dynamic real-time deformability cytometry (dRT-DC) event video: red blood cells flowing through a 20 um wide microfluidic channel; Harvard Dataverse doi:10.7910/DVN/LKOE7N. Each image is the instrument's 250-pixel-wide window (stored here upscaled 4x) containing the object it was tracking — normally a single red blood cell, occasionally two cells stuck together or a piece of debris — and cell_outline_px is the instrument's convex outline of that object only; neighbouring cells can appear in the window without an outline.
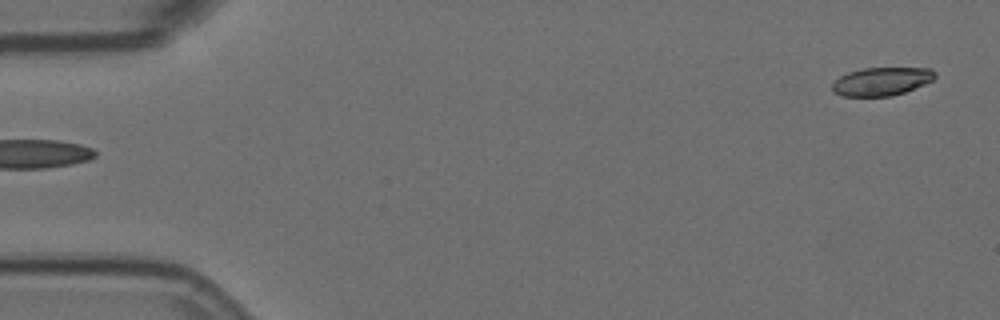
{"species": "Egyptian fruit bat (a non-hibernating species)", "species_latin": "Rousettus aegyptiacus", "temperature_condition": "room temperature", "stored_images_in_passage": 4, "segment_of_instrument_passage": [2, 2], "camera_frame_rate_fps": 3000, "um_per_image_px": 0.085, "animal": {"sex": "female"}, "frame": {"image": 1, "passage_image": 4, "time_ms": 1.0, "image_size_px": [1000, 320], "cell_outline_px": [[936, 76], [932, 80], [924, 84], [904, 92], [892, 96], [840, 96], [832, 92], [832, 84], [840, 76], [848, 72], [864, 68], [932, 68], [936, 72]], "centroid_in_image_um": [74.92, 6.92], "position_along_channel_um": 10.1, "area_um2": 16.94}}